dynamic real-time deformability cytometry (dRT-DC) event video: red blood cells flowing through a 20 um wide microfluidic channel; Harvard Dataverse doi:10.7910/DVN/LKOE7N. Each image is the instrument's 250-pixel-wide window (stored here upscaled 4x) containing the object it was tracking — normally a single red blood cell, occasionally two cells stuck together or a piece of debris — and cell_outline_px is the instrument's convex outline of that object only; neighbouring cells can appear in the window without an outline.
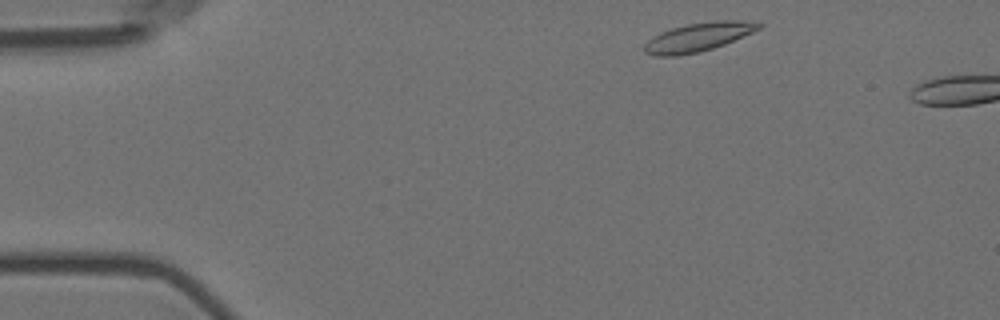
{"species": "Egyptian fruit bat (a non-hibernating species)", "species_latin": "Rousettus aegyptiacus", "temperature_condition": "room temperature", "stored_images_in_passage": 39, "camera_frame_rate_fps": 3000, "um_per_image_px": 0.085, "animal": {"sex": "female"}, "frame": {"image": 1, "passage_image": 3, "time_ms": 0.667, "image_size_px": [1000, 320], "cell_outline_px": [[764, 24], [760, 28], [752, 32], [724, 44], [700, 52], [676, 56], [656, 56], [644, 52], [644, 44], [652, 36], [660, 32], [672, 28], [688, 24], [720, 20], [740, 20]], "centroid_in_image_um": [59.31, 3.16], "position_along_channel_um": 25.7, "area_um2": 18.96}}
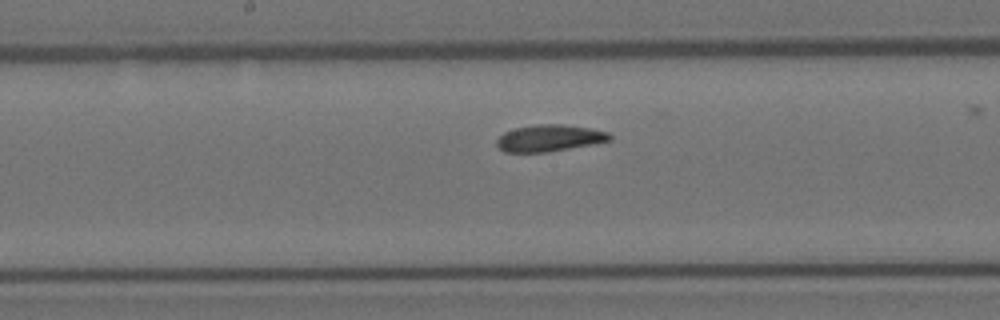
{"frame": {"image": 2, "passage_image": 24, "time_ms": 7.667, "image_size_px": [1000, 320], "cell_outline_px": [[612, 140], [592, 144], [548, 152], [504, 152], [496, 144], [496, 140], [504, 132], [516, 128], [536, 124], [560, 124], [588, 128], [608, 132], [612, 136]], "centroid_in_image_um": [46.69, 11.74], "position_along_channel_um": 201.5, "area_um2": 17.46}}
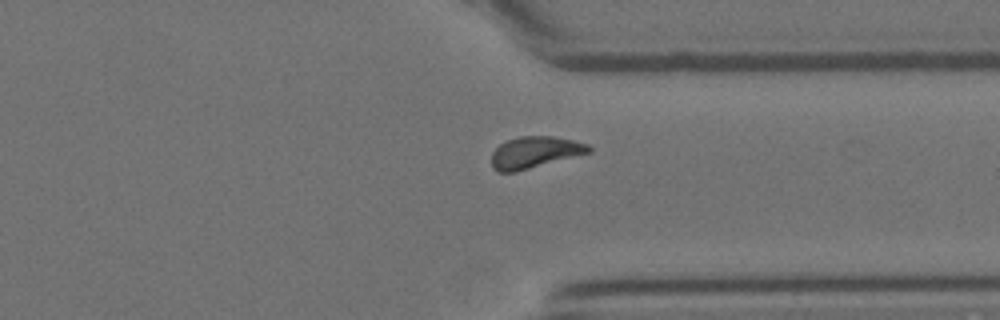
{"frame": {"image": 3, "passage_image": 38, "time_ms": 12.333, "image_size_px": [1000, 320], "cell_outline_px": [[592, 152], [516, 172], [496, 172], [492, 168], [492, 152], [500, 144], [508, 140], [520, 136], [552, 136], [572, 140], [588, 144], [592, 148]], "centroid_in_image_um": [45.46, 12.96], "position_along_channel_um": 365.9, "area_um2": 17.98}}